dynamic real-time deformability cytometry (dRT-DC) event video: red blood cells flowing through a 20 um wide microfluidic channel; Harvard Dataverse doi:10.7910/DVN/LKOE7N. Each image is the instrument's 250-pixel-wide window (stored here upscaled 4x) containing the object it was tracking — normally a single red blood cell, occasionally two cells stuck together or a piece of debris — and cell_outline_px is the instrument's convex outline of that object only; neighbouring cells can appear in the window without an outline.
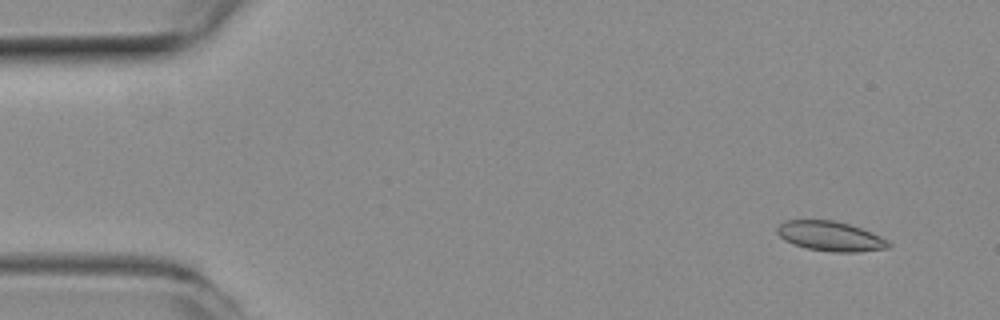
{"species": "common noctule bat (a hibernating species)", "species_latin": "Nyctalus noctula", "temperature_condition": "room temperature", "stored_images_in_passage": 52, "camera_frame_rate_fps": 3000, "um_per_image_px": 0.085, "animal": {"sex": "female", "body_mass_g": 19.3, "forearm_length_mm": 54.1}, "frame": {"image": 1, "passage_image": 4, "time_ms": 1.0, "image_size_px": [1000, 320], "cell_outline_px": [[892, 244], [888, 248], [860, 252], [832, 252], [808, 248], [792, 244], [784, 240], [776, 232], [776, 228], [784, 220], [832, 220], [848, 224], [860, 228], [880, 236], [888, 240]], "centroid_in_image_um": [70.57, 20.08], "position_along_channel_um": 14.4, "area_um2": 19.31}}
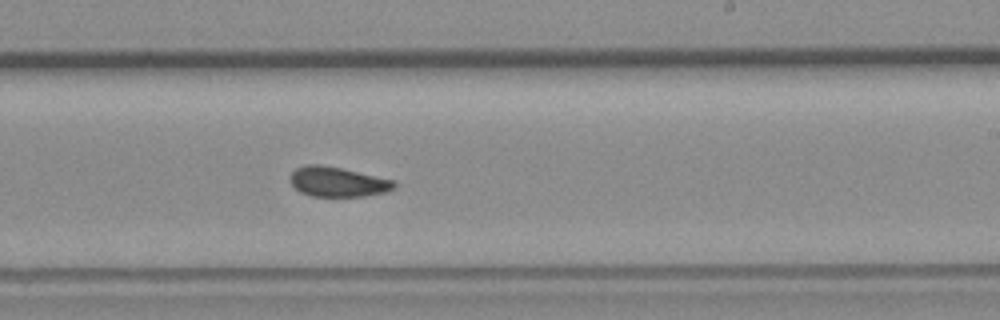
{"frame": {"image": 2, "passage_image": 31, "time_ms": 10.0, "image_size_px": [1000, 320], "cell_outline_px": [[396, 188], [384, 192], [364, 196], [312, 196], [300, 192], [288, 180], [288, 176], [296, 168], [304, 164], [320, 164], [340, 168], [396, 180]], "centroid_in_image_um": [28.68, 15.44], "position_along_channel_um": 260.3, "area_um2": 18.21}}
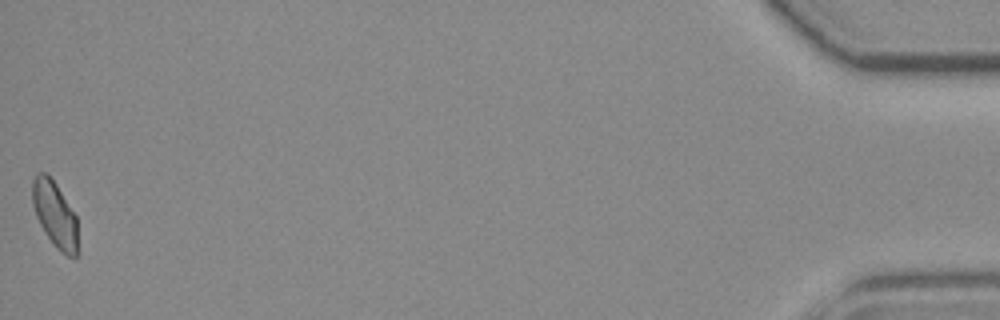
{"frame": {"image": 3, "passage_image": 52, "time_ms": 17.0, "image_size_px": [1000, 320], "cell_outline_px": [[76, 256], [68, 256], [60, 252], [56, 248], [40, 224], [36, 216], [32, 204], [32, 180], [36, 172], [44, 172], [56, 184], [76, 216]], "centroid_in_image_um": [4.62, 18.18], "position_along_channel_um": 430.6, "area_um2": 17.05}, "authors_computed_cell_mechanics": {"area_um2": 18.4671, "velocity_mm_per_s": 3.9275, "shape_relaxation_time_tau1_ms": null, "shape_relaxation_time_tau2_ms": 0.6177, "deformation_change_tau1": null, "deformation_change_tau2": 0.0557}}